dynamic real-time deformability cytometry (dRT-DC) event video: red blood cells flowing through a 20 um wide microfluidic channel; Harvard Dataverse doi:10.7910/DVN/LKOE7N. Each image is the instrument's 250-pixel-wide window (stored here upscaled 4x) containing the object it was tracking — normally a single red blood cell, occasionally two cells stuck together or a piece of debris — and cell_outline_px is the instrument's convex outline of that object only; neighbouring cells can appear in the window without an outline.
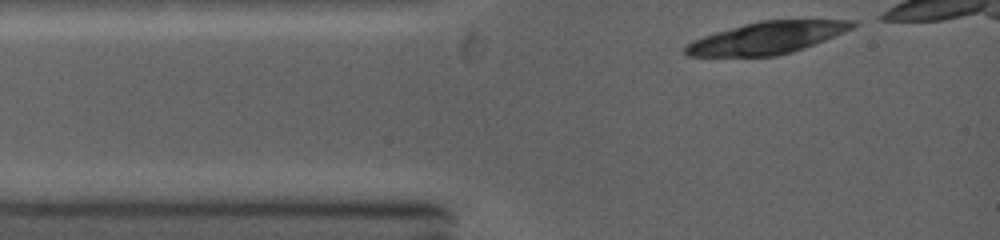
{"species": "common noctule bat (a hibernating species)", "species_latin": "Nyctalus noctula", "temperature_condition": "warm", "stored_images_in_passage": 1, "camera_frame_rate_fps": 5000, "um_per_image_px": 0.085, "animal": {"sex": "female", "body_mass_g": 19.0, "forearm_length_mm": 53.3}, "frame": {"image": 1, "passage_image": 1, "time_ms": 0.0, "image_size_px": [1000, 240], "cell_outline_px": [[856, 24], [852, 28], [824, 40], [776, 56], [688, 56], [684, 52], [684, 48], [688, 44], [704, 36], [716, 32], [744, 24], [760, 20], [852, 20]], "centroid_in_image_um": [65.16, 3.21], "position_along_channel_um": 19.8, "area_um2": 30.4}}